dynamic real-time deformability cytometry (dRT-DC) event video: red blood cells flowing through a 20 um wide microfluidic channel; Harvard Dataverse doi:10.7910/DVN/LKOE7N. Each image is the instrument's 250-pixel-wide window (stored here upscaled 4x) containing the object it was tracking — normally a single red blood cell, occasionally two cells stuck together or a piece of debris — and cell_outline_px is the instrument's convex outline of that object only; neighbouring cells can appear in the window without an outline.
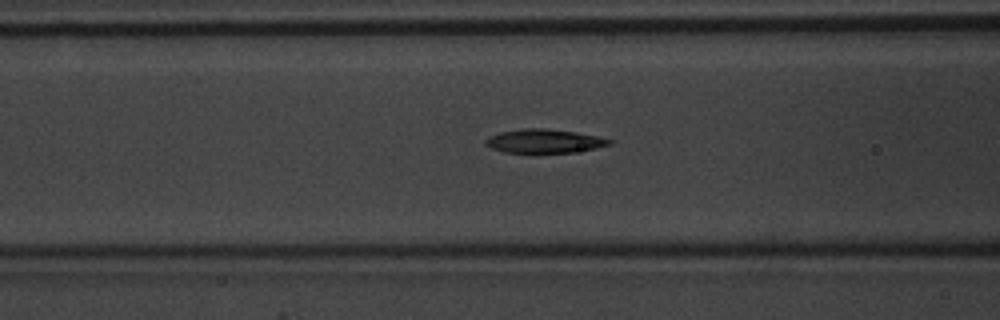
{"species": "common noctule bat (a hibernating species)", "species_latin": "Nyctalus noctula", "temperature_condition": "warm", "stored_images_in_passage": 34, "camera_frame_rate_fps": 3000, "um_per_image_px": 0.085, "animal": {"sex": "male", "body_mass_g": 20.1, "forearm_length_mm": 53.5}, "frame": {"image": 1, "passage_image": 6, "time_ms": 1.667, "image_size_px": [1000, 320], "cell_outline_px": [[612, 144], [596, 148], [572, 152], [504, 152], [492, 148], [484, 144], [484, 140], [488, 136], [500, 132], [520, 128], [548, 128], [576, 132], [596, 136], [612, 140]], "centroid_in_image_um": [46.22, 11.97], "position_along_channel_um": 120.4, "area_um2": 17.11}}
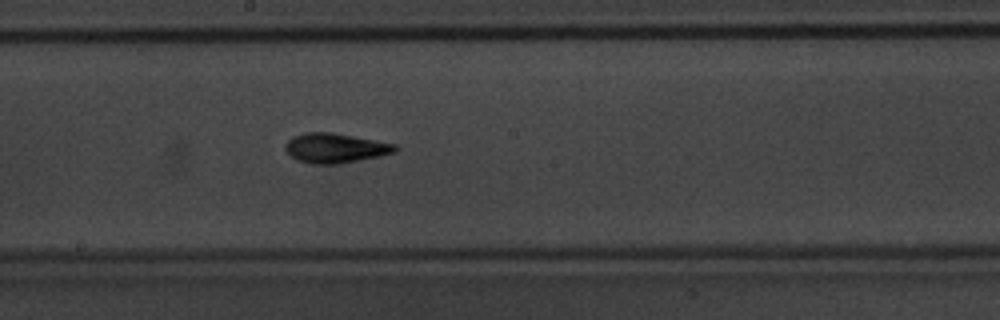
{"frame": {"image": 2, "passage_image": 13, "time_ms": 4.0, "image_size_px": [1000, 320], "cell_outline_px": [[400, 148], [396, 152], [380, 156], [340, 164], [312, 164], [296, 160], [284, 148], [288, 140], [304, 132], [332, 132], [396, 144]], "centroid_in_image_um": [28.53, 12.59], "position_along_channel_um": 219.7, "area_um2": 19.02}}
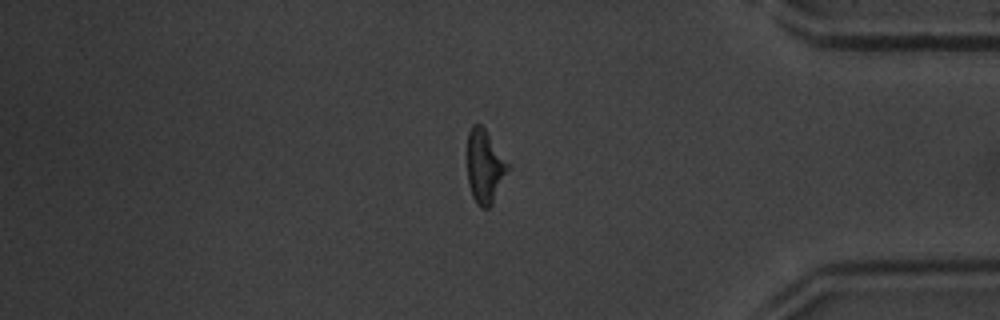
{"frame": {"image": 3, "passage_image": 27, "time_ms": 8.667, "image_size_px": [1000, 320], "cell_outline_px": [[512, 168], [492, 204], [488, 208], [480, 208], [476, 204], [472, 196], [468, 184], [468, 132], [472, 124], [480, 124], [484, 128], [512, 164]], "centroid_in_image_um": [41.27, 14.17], "position_along_channel_um": 393.9, "area_um2": 18.03}, "authors_computed_cell_mechanics": {"area_um2": 17.3978, "velocity_mm_per_s": 4.2577, "shape_relaxation_time_tau1_ms": 3.272, "shape_relaxation_time_tau2_ms": 2.9633, "deformation_change_tau1": 0.1556, "deformation_change_tau2": 0.1208}}